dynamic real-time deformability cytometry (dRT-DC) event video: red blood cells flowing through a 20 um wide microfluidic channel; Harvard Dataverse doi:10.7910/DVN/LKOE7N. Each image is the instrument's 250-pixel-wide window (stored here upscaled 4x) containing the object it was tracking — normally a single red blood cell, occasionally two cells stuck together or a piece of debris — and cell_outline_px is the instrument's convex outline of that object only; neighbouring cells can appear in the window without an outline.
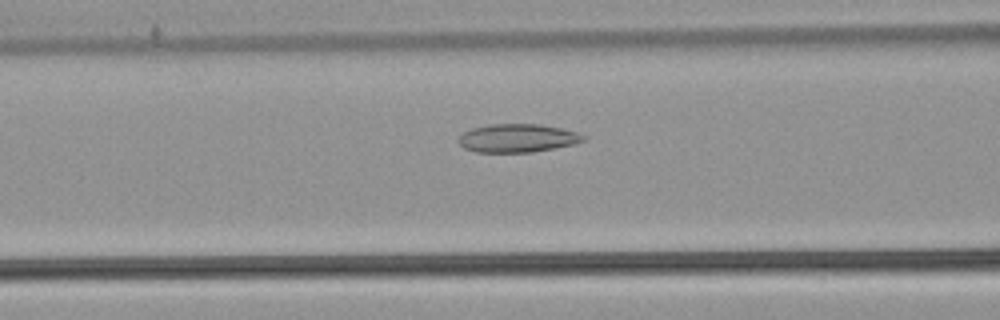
{"species": "common noctule bat (a hibernating species)", "species_latin": "Nyctalus noctula", "temperature_condition": "warm", "stored_images_in_passage": 49, "camera_frame_rate_fps": 3000, "um_per_image_px": 0.085, "animal": {"sex": "male", "body_mass_g": 21.5, "forearm_length_mm": 52.0}, "frame": {"image": 1, "passage_image": 17, "time_ms": 5.333, "image_size_px": [1000, 320], "cell_outline_px": [[588, 136], [584, 140], [572, 144], [532, 152], [476, 152], [464, 148], [456, 140], [464, 132], [472, 128], [488, 124], [540, 124], [564, 128]], "centroid_in_image_um": [43.98, 11.73], "position_along_channel_um": 122.6, "area_um2": 20.63}}
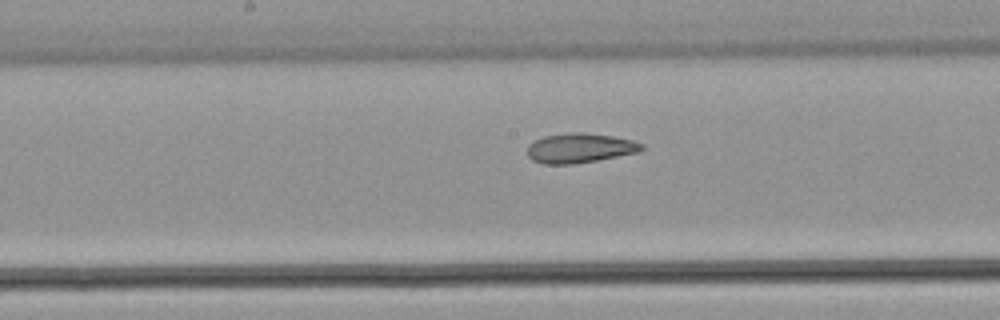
{"frame": {"image": 2, "passage_image": 23, "time_ms": 7.333, "image_size_px": [1000, 320], "cell_outline_px": [[644, 148], [640, 152], [596, 160], [572, 164], [544, 164], [532, 160], [528, 156], [528, 144], [544, 136], [568, 132], [584, 132], [612, 136], [632, 140], [644, 144]], "centroid_in_image_um": [49.29, 12.58], "position_along_channel_um": 198.9, "area_um2": 19.77}}
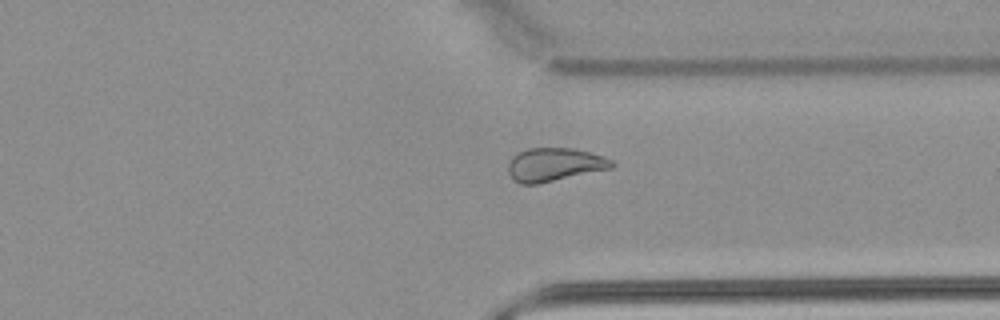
{"frame": {"image": 3, "passage_image": 36, "time_ms": 11.667, "image_size_px": [1000, 320], "cell_outline_px": [[616, 164], [612, 168], [536, 184], [520, 184], [508, 172], [508, 164], [512, 156], [516, 152], [528, 148], [572, 148], [604, 156], [612, 160]], "centroid_in_image_um": [47.12, 13.97], "position_along_channel_um": 364.3, "area_um2": 20.06}, "authors_computed_cell_mechanics": {"area_um2": 21.964, "velocity_mm_per_s": 3.807, "shape_relaxation_time_tau1_ms": null, "shape_relaxation_time_tau2_ms": 2.5742, "deformation_change_tau1": null, "deformation_change_tau2": 0.086}}